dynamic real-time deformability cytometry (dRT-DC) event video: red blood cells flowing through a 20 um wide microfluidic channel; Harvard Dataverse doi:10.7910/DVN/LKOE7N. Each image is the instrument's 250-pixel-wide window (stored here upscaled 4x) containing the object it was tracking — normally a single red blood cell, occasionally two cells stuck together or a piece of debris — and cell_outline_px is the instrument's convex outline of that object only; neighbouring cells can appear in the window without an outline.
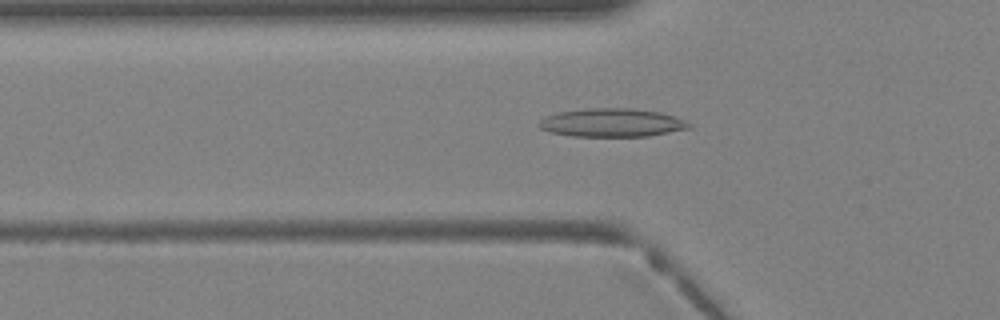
{"species": "Egyptian fruit bat (a non-hibernating species)", "species_latin": "Rousettus aegyptiacus", "temperature_condition": "warm", "stored_images_in_passage": 35, "camera_frame_rate_fps": 3000, "um_per_image_px": 0.085, "animal": {"sex": "female"}, "frame": {"image": 1, "passage_image": 9, "time_ms": 2.667, "image_size_px": [1000, 320], "cell_outline_px": [[692, 128], [648, 136], [572, 136], [548, 132], [540, 128], [536, 124], [544, 116], [556, 112], [588, 108], [632, 108], [660, 112], [672, 116], [692, 124]], "centroid_in_image_um": [51.96, 10.42], "position_along_channel_um": 73.8, "area_um2": 24.97}}
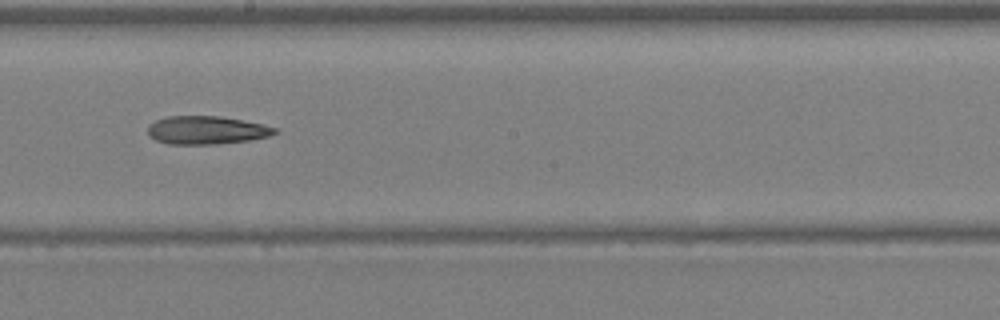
{"frame": {"image": 2, "passage_image": 18, "time_ms": 5.667, "image_size_px": [1000, 320], "cell_outline_px": [[280, 132], [268, 136], [248, 140], [212, 144], [168, 144], [156, 140], [148, 136], [148, 124], [156, 120], [168, 116], [220, 116], [260, 124], [276, 128]], "centroid_in_image_um": [17.5, 11.06], "position_along_channel_um": 230.7, "area_um2": 20.69}}
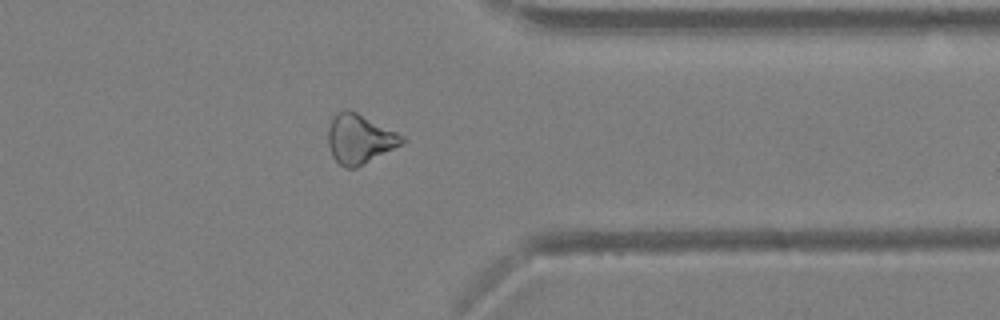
{"frame": {"image": 3, "passage_image": 27, "time_ms": 8.667, "image_size_px": [1000, 320], "cell_outline_px": [[408, 140], [356, 168], [344, 168], [332, 156], [328, 144], [328, 128], [336, 112], [344, 108], [356, 112], [404, 136]], "centroid_in_image_um": [30.54, 11.8], "position_along_channel_um": 380.9, "area_um2": 20.98}}